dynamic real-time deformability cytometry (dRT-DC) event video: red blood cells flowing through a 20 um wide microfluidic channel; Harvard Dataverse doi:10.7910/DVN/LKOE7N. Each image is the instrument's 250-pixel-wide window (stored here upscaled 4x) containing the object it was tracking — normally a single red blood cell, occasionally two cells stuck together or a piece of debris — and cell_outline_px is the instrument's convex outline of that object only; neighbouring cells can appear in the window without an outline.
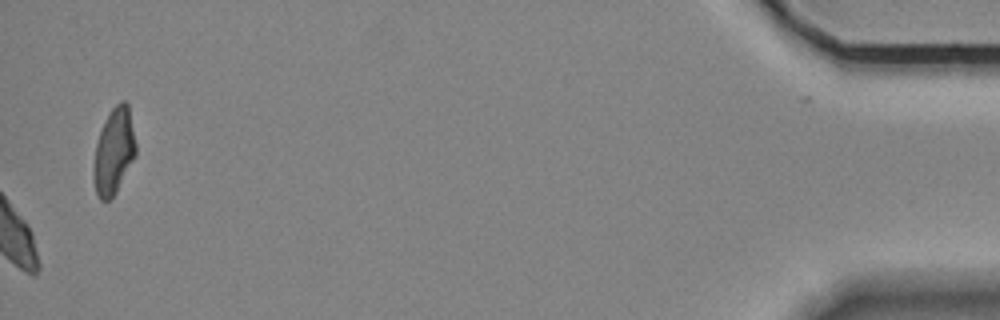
{"species": "Egyptian fruit bat (a non-hibernating species)", "species_latin": "Rousettus aegyptiacus", "temperature_condition": "room temperature", "stored_images_in_passage": 39, "camera_frame_rate_fps": 3000, "um_per_image_px": 0.085, "animal": {"sex": "female"}, "frame": {"image": 1, "passage_image": 39, "time_ms": 12.667, "image_size_px": [1000, 320], "cell_outline_px": [[136, 156], [116, 192], [108, 200], [100, 200], [96, 192], [92, 172], [92, 168], [96, 144], [100, 132], [112, 108], [120, 100], [124, 100], [128, 104], [136, 144]], "centroid_in_image_um": [9.68, 12.87], "position_along_channel_um": 425.5, "area_um2": 21.04}}